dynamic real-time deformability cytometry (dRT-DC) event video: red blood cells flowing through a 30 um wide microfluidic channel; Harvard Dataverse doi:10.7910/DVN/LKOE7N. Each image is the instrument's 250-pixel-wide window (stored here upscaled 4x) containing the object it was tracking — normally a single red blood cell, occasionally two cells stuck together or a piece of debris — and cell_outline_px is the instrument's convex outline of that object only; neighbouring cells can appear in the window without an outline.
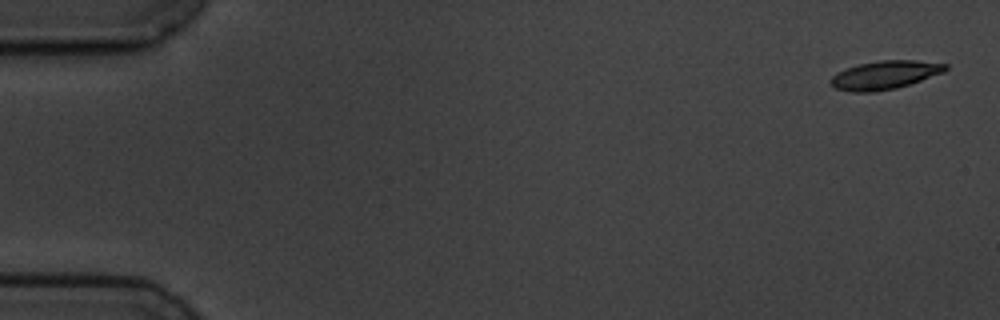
{"species": "common noctule bat (a hibernating species)", "species_latin": "Nyctalus noctula", "temperature_condition": "cold", "stored_images_in_passage": 6, "camera_frame_rate_fps": 3000, "um_per_image_px": 0.085, "animal": {"sex": "male", "body_mass_g": 19.5, "forearm_length_mm": 54.6}, "frame": {"image": 1, "passage_image": 1, "time_ms": 0.0, "image_size_px": [1000, 320], "cell_outline_px": [[948, 68], [944, 72], [896, 88], [876, 92], [852, 92], [836, 88], [828, 80], [836, 72], [860, 64], [880, 60], [916, 60], [948, 64]], "centroid_in_image_um": [75.2, 6.37], "position_along_channel_um": 9.8, "area_um2": 18.9}}
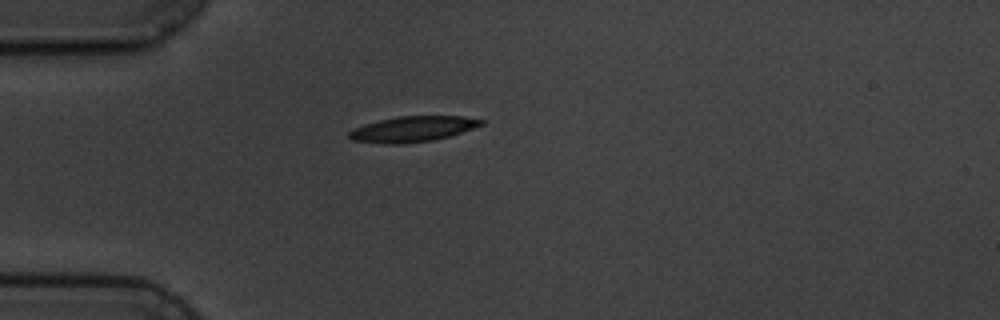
{"frame": {"image": 2, "passage_image": 5, "time_ms": 4.667, "image_size_px": [1000, 320], "cell_outline_px": [[484, 124], [448, 136], [432, 140], [400, 144], [388, 144], [352, 140], [348, 136], [348, 132], [364, 124], [380, 120], [400, 116], [460, 116], [484, 120]], "centroid_in_image_um": [35.05, 10.96], "position_along_channel_um": 49.9, "area_um2": 19.31}}